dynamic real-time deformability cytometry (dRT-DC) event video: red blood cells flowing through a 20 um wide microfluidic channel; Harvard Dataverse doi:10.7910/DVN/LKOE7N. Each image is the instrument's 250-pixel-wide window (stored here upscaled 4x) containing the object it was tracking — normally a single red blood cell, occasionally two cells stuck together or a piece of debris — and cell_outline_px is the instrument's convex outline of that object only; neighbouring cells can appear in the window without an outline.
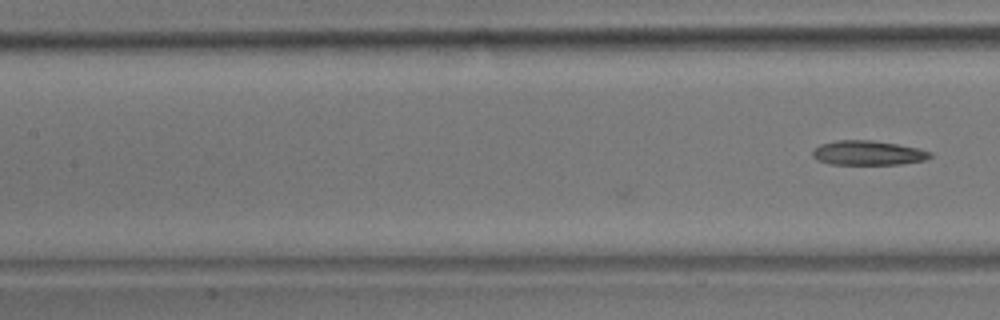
{"species": "common noctule bat (a hibernating species)", "species_latin": "Nyctalus noctula", "temperature_condition": "room temperature", "stored_images_in_passage": 8, "camera_frame_rate_fps": 3000, "um_per_image_px": 0.085, "animal": {"sex": "male", "body_mass_g": 17.9}, "frame": {"image": 1, "passage_image": 8, "time_ms": 2.333, "image_size_px": [1000, 320], "cell_outline_px": [[932, 156], [924, 160], [900, 164], [828, 164], [816, 160], [812, 156], [812, 152], [820, 144], [836, 140], [872, 140], [896, 144], [916, 148], [932, 152]], "centroid_in_image_um": [73.74, 13.0], "position_along_channel_um": 133.7, "area_um2": 16.7}}